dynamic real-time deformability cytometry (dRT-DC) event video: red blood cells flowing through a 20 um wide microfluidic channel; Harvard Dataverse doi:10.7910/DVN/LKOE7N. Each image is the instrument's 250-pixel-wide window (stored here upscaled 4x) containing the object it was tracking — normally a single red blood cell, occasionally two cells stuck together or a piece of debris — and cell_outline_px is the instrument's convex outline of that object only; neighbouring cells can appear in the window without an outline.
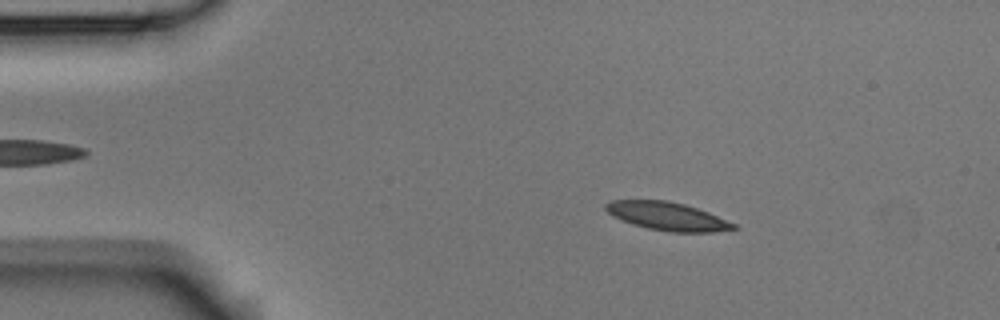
{"species": "Egyptian fruit bat (a non-hibernating species)", "species_latin": "Rousettus aegyptiacus", "temperature_condition": "room temperature", "stored_images_in_passage": 3, "camera_frame_rate_fps": 3000, "um_per_image_px": 0.085, "animal": {"sex": "male"}, "frame": {"image": 1, "passage_image": 1, "time_ms": 0.0, "image_size_px": [1000, 320], "cell_outline_px": [[740, 228], [712, 232], [672, 232], [648, 228], [632, 224], [612, 216], [604, 208], [604, 204], [608, 200], [668, 200], [684, 204], [708, 212], [736, 224]], "centroid_in_image_um": [56.7, 18.37], "position_along_channel_um": 28.3, "area_um2": 21.04}}